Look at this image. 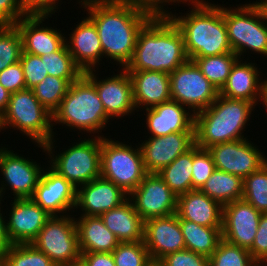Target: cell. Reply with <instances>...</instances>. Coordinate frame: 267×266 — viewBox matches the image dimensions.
<instances>
[{
    "instance_id": "74e56055",
    "label": "cell",
    "mask_w": 267,
    "mask_h": 266,
    "mask_svg": "<svg viewBox=\"0 0 267 266\" xmlns=\"http://www.w3.org/2000/svg\"><path fill=\"white\" fill-rule=\"evenodd\" d=\"M48 75L64 79H78L83 71L74 63L66 43L58 50L42 55Z\"/></svg>"
},
{
    "instance_id": "5b68a950",
    "label": "cell",
    "mask_w": 267,
    "mask_h": 266,
    "mask_svg": "<svg viewBox=\"0 0 267 266\" xmlns=\"http://www.w3.org/2000/svg\"><path fill=\"white\" fill-rule=\"evenodd\" d=\"M110 120L95 85L84 74L71 83L67 94L52 114V125H65L64 128L77 129L78 133L86 132V135L97 133L96 137H104L101 132L107 129Z\"/></svg>"
},
{
    "instance_id": "3957f363",
    "label": "cell",
    "mask_w": 267,
    "mask_h": 266,
    "mask_svg": "<svg viewBox=\"0 0 267 266\" xmlns=\"http://www.w3.org/2000/svg\"><path fill=\"white\" fill-rule=\"evenodd\" d=\"M185 14L172 13L169 17L180 29L189 60L227 54L232 51L223 16V4L206 0H188ZM189 12V13H188Z\"/></svg>"
},
{
    "instance_id": "7c38bea8",
    "label": "cell",
    "mask_w": 267,
    "mask_h": 266,
    "mask_svg": "<svg viewBox=\"0 0 267 266\" xmlns=\"http://www.w3.org/2000/svg\"><path fill=\"white\" fill-rule=\"evenodd\" d=\"M14 152L5 146L0 147V172L3 176L0 199L4 200L5 192L9 190L13 199H31L45 166Z\"/></svg>"
},
{
    "instance_id": "11a10c76",
    "label": "cell",
    "mask_w": 267,
    "mask_h": 266,
    "mask_svg": "<svg viewBox=\"0 0 267 266\" xmlns=\"http://www.w3.org/2000/svg\"><path fill=\"white\" fill-rule=\"evenodd\" d=\"M0 266H5L3 256L0 255Z\"/></svg>"
},
{
    "instance_id": "7dc6e473",
    "label": "cell",
    "mask_w": 267,
    "mask_h": 266,
    "mask_svg": "<svg viewBox=\"0 0 267 266\" xmlns=\"http://www.w3.org/2000/svg\"><path fill=\"white\" fill-rule=\"evenodd\" d=\"M26 15L21 0H0V25H14Z\"/></svg>"
},
{
    "instance_id": "bcb514c9",
    "label": "cell",
    "mask_w": 267,
    "mask_h": 266,
    "mask_svg": "<svg viewBox=\"0 0 267 266\" xmlns=\"http://www.w3.org/2000/svg\"><path fill=\"white\" fill-rule=\"evenodd\" d=\"M0 84L10 93L27 89L20 61L0 72Z\"/></svg>"
},
{
    "instance_id": "ee69618b",
    "label": "cell",
    "mask_w": 267,
    "mask_h": 266,
    "mask_svg": "<svg viewBox=\"0 0 267 266\" xmlns=\"http://www.w3.org/2000/svg\"><path fill=\"white\" fill-rule=\"evenodd\" d=\"M134 8L148 13L151 17H169L172 12L167 5L187 4L188 0H119ZM177 2V3H176ZM182 2V3H181ZM187 2V3H186ZM176 3V4H175ZM167 6V8L165 7Z\"/></svg>"
},
{
    "instance_id": "52a82bcc",
    "label": "cell",
    "mask_w": 267,
    "mask_h": 266,
    "mask_svg": "<svg viewBox=\"0 0 267 266\" xmlns=\"http://www.w3.org/2000/svg\"><path fill=\"white\" fill-rule=\"evenodd\" d=\"M86 137H80L82 140H77L78 142L72 143L71 147L59 151L60 153L55 151V136L47 144L39 147L49 156L47 165L76 188L101 177V137Z\"/></svg>"
},
{
    "instance_id": "f546056e",
    "label": "cell",
    "mask_w": 267,
    "mask_h": 266,
    "mask_svg": "<svg viewBox=\"0 0 267 266\" xmlns=\"http://www.w3.org/2000/svg\"><path fill=\"white\" fill-rule=\"evenodd\" d=\"M179 224L184 236L186 249L195 253L212 256L218 243L222 240V227H207L196 224L178 216Z\"/></svg>"
},
{
    "instance_id": "4dcf8cb0",
    "label": "cell",
    "mask_w": 267,
    "mask_h": 266,
    "mask_svg": "<svg viewBox=\"0 0 267 266\" xmlns=\"http://www.w3.org/2000/svg\"><path fill=\"white\" fill-rule=\"evenodd\" d=\"M200 191L224 206L235 200L242 199L243 179L239 176L215 169Z\"/></svg>"
},
{
    "instance_id": "8d00e7d4",
    "label": "cell",
    "mask_w": 267,
    "mask_h": 266,
    "mask_svg": "<svg viewBox=\"0 0 267 266\" xmlns=\"http://www.w3.org/2000/svg\"><path fill=\"white\" fill-rule=\"evenodd\" d=\"M209 266H260L249 250L221 240L211 257Z\"/></svg>"
},
{
    "instance_id": "f1b7e54d",
    "label": "cell",
    "mask_w": 267,
    "mask_h": 266,
    "mask_svg": "<svg viewBox=\"0 0 267 266\" xmlns=\"http://www.w3.org/2000/svg\"><path fill=\"white\" fill-rule=\"evenodd\" d=\"M81 252H112L119 244L100 216L75 218Z\"/></svg>"
},
{
    "instance_id": "f907efd6",
    "label": "cell",
    "mask_w": 267,
    "mask_h": 266,
    "mask_svg": "<svg viewBox=\"0 0 267 266\" xmlns=\"http://www.w3.org/2000/svg\"><path fill=\"white\" fill-rule=\"evenodd\" d=\"M1 201L3 202L4 200L0 199V204H2ZM1 210L2 209L0 205V255H2L4 251L11 245L6 233L5 220L7 216H4V213Z\"/></svg>"
},
{
    "instance_id": "484cf974",
    "label": "cell",
    "mask_w": 267,
    "mask_h": 266,
    "mask_svg": "<svg viewBox=\"0 0 267 266\" xmlns=\"http://www.w3.org/2000/svg\"><path fill=\"white\" fill-rule=\"evenodd\" d=\"M127 72L132 80L136 111L139 112V109L143 111L171 100L170 76L168 73L151 70Z\"/></svg>"
},
{
    "instance_id": "cb8c5ba5",
    "label": "cell",
    "mask_w": 267,
    "mask_h": 266,
    "mask_svg": "<svg viewBox=\"0 0 267 266\" xmlns=\"http://www.w3.org/2000/svg\"><path fill=\"white\" fill-rule=\"evenodd\" d=\"M243 60L238 58L233 64L230 75L219 94L226 98L245 100L253 102L255 105H261L266 80L261 78L262 72L259 71L256 63Z\"/></svg>"
},
{
    "instance_id": "f5cc1de1",
    "label": "cell",
    "mask_w": 267,
    "mask_h": 266,
    "mask_svg": "<svg viewBox=\"0 0 267 266\" xmlns=\"http://www.w3.org/2000/svg\"><path fill=\"white\" fill-rule=\"evenodd\" d=\"M267 78V77H265ZM262 104L264 105L263 107H265L266 111H267V79H266V85H265V89H264V94H263V101Z\"/></svg>"
},
{
    "instance_id": "7a4b0ae2",
    "label": "cell",
    "mask_w": 267,
    "mask_h": 266,
    "mask_svg": "<svg viewBox=\"0 0 267 266\" xmlns=\"http://www.w3.org/2000/svg\"><path fill=\"white\" fill-rule=\"evenodd\" d=\"M189 60L183 35L170 17H151L138 32L127 71L172 73Z\"/></svg>"
},
{
    "instance_id": "83f0119b",
    "label": "cell",
    "mask_w": 267,
    "mask_h": 266,
    "mask_svg": "<svg viewBox=\"0 0 267 266\" xmlns=\"http://www.w3.org/2000/svg\"><path fill=\"white\" fill-rule=\"evenodd\" d=\"M100 217L119 242L143 241L144 220L129 198L120 206L101 214Z\"/></svg>"
},
{
    "instance_id": "8fae6325",
    "label": "cell",
    "mask_w": 267,
    "mask_h": 266,
    "mask_svg": "<svg viewBox=\"0 0 267 266\" xmlns=\"http://www.w3.org/2000/svg\"><path fill=\"white\" fill-rule=\"evenodd\" d=\"M169 76L171 100L186 106L194 114L208 108L219 94L192 60L177 67Z\"/></svg>"
},
{
    "instance_id": "603a6c76",
    "label": "cell",
    "mask_w": 267,
    "mask_h": 266,
    "mask_svg": "<svg viewBox=\"0 0 267 266\" xmlns=\"http://www.w3.org/2000/svg\"><path fill=\"white\" fill-rule=\"evenodd\" d=\"M144 111L149 137H160L176 132H195V114L174 100L163 102Z\"/></svg>"
},
{
    "instance_id": "6da1fadb",
    "label": "cell",
    "mask_w": 267,
    "mask_h": 266,
    "mask_svg": "<svg viewBox=\"0 0 267 266\" xmlns=\"http://www.w3.org/2000/svg\"><path fill=\"white\" fill-rule=\"evenodd\" d=\"M94 22L103 57L125 68L131 61L138 32L151 16L119 0H77ZM83 6V7H82Z\"/></svg>"
},
{
    "instance_id": "b9f144b4",
    "label": "cell",
    "mask_w": 267,
    "mask_h": 266,
    "mask_svg": "<svg viewBox=\"0 0 267 266\" xmlns=\"http://www.w3.org/2000/svg\"><path fill=\"white\" fill-rule=\"evenodd\" d=\"M20 63L27 89H32L48 75L45 58L30 53H22Z\"/></svg>"
},
{
    "instance_id": "2e32d148",
    "label": "cell",
    "mask_w": 267,
    "mask_h": 266,
    "mask_svg": "<svg viewBox=\"0 0 267 266\" xmlns=\"http://www.w3.org/2000/svg\"><path fill=\"white\" fill-rule=\"evenodd\" d=\"M76 193L75 186L46 166L31 199L51 216H63L74 212Z\"/></svg>"
},
{
    "instance_id": "816d5d0a",
    "label": "cell",
    "mask_w": 267,
    "mask_h": 266,
    "mask_svg": "<svg viewBox=\"0 0 267 266\" xmlns=\"http://www.w3.org/2000/svg\"><path fill=\"white\" fill-rule=\"evenodd\" d=\"M10 94L11 93L0 84V117L7 109Z\"/></svg>"
},
{
    "instance_id": "e0dca14e",
    "label": "cell",
    "mask_w": 267,
    "mask_h": 266,
    "mask_svg": "<svg viewBox=\"0 0 267 266\" xmlns=\"http://www.w3.org/2000/svg\"><path fill=\"white\" fill-rule=\"evenodd\" d=\"M261 214L254 206L243 199L224 205L222 239L249 250L254 243Z\"/></svg>"
},
{
    "instance_id": "7bdbcfd3",
    "label": "cell",
    "mask_w": 267,
    "mask_h": 266,
    "mask_svg": "<svg viewBox=\"0 0 267 266\" xmlns=\"http://www.w3.org/2000/svg\"><path fill=\"white\" fill-rule=\"evenodd\" d=\"M156 264L157 266H209V258L183 249L165 255Z\"/></svg>"
},
{
    "instance_id": "30bf717a",
    "label": "cell",
    "mask_w": 267,
    "mask_h": 266,
    "mask_svg": "<svg viewBox=\"0 0 267 266\" xmlns=\"http://www.w3.org/2000/svg\"><path fill=\"white\" fill-rule=\"evenodd\" d=\"M31 244L56 266H69L81 258L75 217L51 216Z\"/></svg>"
},
{
    "instance_id": "d6a6232c",
    "label": "cell",
    "mask_w": 267,
    "mask_h": 266,
    "mask_svg": "<svg viewBox=\"0 0 267 266\" xmlns=\"http://www.w3.org/2000/svg\"><path fill=\"white\" fill-rule=\"evenodd\" d=\"M237 59L238 56L230 52L217 56L193 58L191 60L196 63L210 83L220 91L226 83L231 68Z\"/></svg>"
},
{
    "instance_id": "44dd1931",
    "label": "cell",
    "mask_w": 267,
    "mask_h": 266,
    "mask_svg": "<svg viewBox=\"0 0 267 266\" xmlns=\"http://www.w3.org/2000/svg\"><path fill=\"white\" fill-rule=\"evenodd\" d=\"M50 17L52 15L27 14L14 24L22 38V53L48 55L58 51L65 44L67 35L61 33L62 30L43 23Z\"/></svg>"
},
{
    "instance_id": "8992f818",
    "label": "cell",
    "mask_w": 267,
    "mask_h": 266,
    "mask_svg": "<svg viewBox=\"0 0 267 266\" xmlns=\"http://www.w3.org/2000/svg\"><path fill=\"white\" fill-rule=\"evenodd\" d=\"M223 16L233 53L244 59L253 52L267 58V5L263 0L224 7Z\"/></svg>"
},
{
    "instance_id": "ffe728a7",
    "label": "cell",
    "mask_w": 267,
    "mask_h": 266,
    "mask_svg": "<svg viewBox=\"0 0 267 266\" xmlns=\"http://www.w3.org/2000/svg\"><path fill=\"white\" fill-rule=\"evenodd\" d=\"M143 242L155 264L169 253L186 249L178 215L174 213L144 221Z\"/></svg>"
},
{
    "instance_id": "db71d44e",
    "label": "cell",
    "mask_w": 267,
    "mask_h": 266,
    "mask_svg": "<svg viewBox=\"0 0 267 266\" xmlns=\"http://www.w3.org/2000/svg\"><path fill=\"white\" fill-rule=\"evenodd\" d=\"M69 266H86L85 263L80 259L77 262H73L72 264H70Z\"/></svg>"
},
{
    "instance_id": "1f68e13d",
    "label": "cell",
    "mask_w": 267,
    "mask_h": 266,
    "mask_svg": "<svg viewBox=\"0 0 267 266\" xmlns=\"http://www.w3.org/2000/svg\"><path fill=\"white\" fill-rule=\"evenodd\" d=\"M192 164L193 147L158 172L177 197L192 191Z\"/></svg>"
},
{
    "instance_id": "ab89813d",
    "label": "cell",
    "mask_w": 267,
    "mask_h": 266,
    "mask_svg": "<svg viewBox=\"0 0 267 266\" xmlns=\"http://www.w3.org/2000/svg\"><path fill=\"white\" fill-rule=\"evenodd\" d=\"M116 266H151L153 261L144 242H119L112 251Z\"/></svg>"
},
{
    "instance_id": "d590c367",
    "label": "cell",
    "mask_w": 267,
    "mask_h": 266,
    "mask_svg": "<svg viewBox=\"0 0 267 266\" xmlns=\"http://www.w3.org/2000/svg\"><path fill=\"white\" fill-rule=\"evenodd\" d=\"M5 266H56L44 253L30 244H12L2 254Z\"/></svg>"
},
{
    "instance_id": "c3c4849f",
    "label": "cell",
    "mask_w": 267,
    "mask_h": 266,
    "mask_svg": "<svg viewBox=\"0 0 267 266\" xmlns=\"http://www.w3.org/2000/svg\"><path fill=\"white\" fill-rule=\"evenodd\" d=\"M27 14L53 15L57 12L62 0H21ZM57 3V4H56Z\"/></svg>"
},
{
    "instance_id": "d4e9b609",
    "label": "cell",
    "mask_w": 267,
    "mask_h": 266,
    "mask_svg": "<svg viewBox=\"0 0 267 266\" xmlns=\"http://www.w3.org/2000/svg\"><path fill=\"white\" fill-rule=\"evenodd\" d=\"M74 28L71 34L68 35L69 37L65 39L74 63L83 72L95 70L96 68L98 70L99 62H102L104 57L94 22L88 16H85L76 24V27L74 25Z\"/></svg>"
},
{
    "instance_id": "ba28073f",
    "label": "cell",
    "mask_w": 267,
    "mask_h": 266,
    "mask_svg": "<svg viewBox=\"0 0 267 266\" xmlns=\"http://www.w3.org/2000/svg\"><path fill=\"white\" fill-rule=\"evenodd\" d=\"M52 113L35 97L32 89L10 94L6 111L0 117V132L8 128L19 130L36 146H44L53 139Z\"/></svg>"
},
{
    "instance_id": "e575fe53",
    "label": "cell",
    "mask_w": 267,
    "mask_h": 266,
    "mask_svg": "<svg viewBox=\"0 0 267 266\" xmlns=\"http://www.w3.org/2000/svg\"><path fill=\"white\" fill-rule=\"evenodd\" d=\"M243 200L267 213V162L243 179Z\"/></svg>"
},
{
    "instance_id": "9c48e42d",
    "label": "cell",
    "mask_w": 267,
    "mask_h": 266,
    "mask_svg": "<svg viewBox=\"0 0 267 266\" xmlns=\"http://www.w3.org/2000/svg\"><path fill=\"white\" fill-rule=\"evenodd\" d=\"M106 137H101V177L130 194L148 174L139 142L134 147L131 142L126 144Z\"/></svg>"
},
{
    "instance_id": "7402d4cb",
    "label": "cell",
    "mask_w": 267,
    "mask_h": 266,
    "mask_svg": "<svg viewBox=\"0 0 267 266\" xmlns=\"http://www.w3.org/2000/svg\"><path fill=\"white\" fill-rule=\"evenodd\" d=\"M128 198L129 194L122 188L99 177L77 188L75 209L76 212L77 209L82 211L80 215L100 216L120 206Z\"/></svg>"
},
{
    "instance_id": "f35d334b",
    "label": "cell",
    "mask_w": 267,
    "mask_h": 266,
    "mask_svg": "<svg viewBox=\"0 0 267 266\" xmlns=\"http://www.w3.org/2000/svg\"><path fill=\"white\" fill-rule=\"evenodd\" d=\"M22 38L15 25H0V72L20 61Z\"/></svg>"
},
{
    "instance_id": "60d3db41",
    "label": "cell",
    "mask_w": 267,
    "mask_h": 266,
    "mask_svg": "<svg viewBox=\"0 0 267 266\" xmlns=\"http://www.w3.org/2000/svg\"><path fill=\"white\" fill-rule=\"evenodd\" d=\"M216 167L208 149L193 146L192 190H200Z\"/></svg>"
},
{
    "instance_id": "277c9868",
    "label": "cell",
    "mask_w": 267,
    "mask_h": 266,
    "mask_svg": "<svg viewBox=\"0 0 267 266\" xmlns=\"http://www.w3.org/2000/svg\"><path fill=\"white\" fill-rule=\"evenodd\" d=\"M255 106L253 102L218 94L208 108L195 113V144L208 149L216 144L247 138L243 133Z\"/></svg>"
},
{
    "instance_id": "9a60e30c",
    "label": "cell",
    "mask_w": 267,
    "mask_h": 266,
    "mask_svg": "<svg viewBox=\"0 0 267 266\" xmlns=\"http://www.w3.org/2000/svg\"><path fill=\"white\" fill-rule=\"evenodd\" d=\"M129 199L144 221L177 212V196L158 173H148Z\"/></svg>"
},
{
    "instance_id": "681fc988",
    "label": "cell",
    "mask_w": 267,
    "mask_h": 266,
    "mask_svg": "<svg viewBox=\"0 0 267 266\" xmlns=\"http://www.w3.org/2000/svg\"><path fill=\"white\" fill-rule=\"evenodd\" d=\"M80 259L86 266H116L112 252H81Z\"/></svg>"
},
{
    "instance_id": "f6af8a7d",
    "label": "cell",
    "mask_w": 267,
    "mask_h": 266,
    "mask_svg": "<svg viewBox=\"0 0 267 266\" xmlns=\"http://www.w3.org/2000/svg\"><path fill=\"white\" fill-rule=\"evenodd\" d=\"M249 252L260 266H267V213L261 214L255 240Z\"/></svg>"
},
{
    "instance_id": "4fadbf2b",
    "label": "cell",
    "mask_w": 267,
    "mask_h": 266,
    "mask_svg": "<svg viewBox=\"0 0 267 266\" xmlns=\"http://www.w3.org/2000/svg\"><path fill=\"white\" fill-rule=\"evenodd\" d=\"M97 70H89L83 74L95 85L97 94L101 99L106 114L113 120L124 118L136 112L133 99V85L129 73L121 68L111 77L99 80ZM118 117V118H117Z\"/></svg>"
},
{
    "instance_id": "ac0fdd59",
    "label": "cell",
    "mask_w": 267,
    "mask_h": 266,
    "mask_svg": "<svg viewBox=\"0 0 267 266\" xmlns=\"http://www.w3.org/2000/svg\"><path fill=\"white\" fill-rule=\"evenodd\" d=\"M11 203L5 220L7 237L11 245L30 244L51 215L32 199H12Z\"/></svg>"
},
{
    "instance_id": "4316f807",
    "label": "cell",
    "mask_w": 267,
    "mask_h": 266,
    "mask_svg": "<svg viewBox=\"0 0 267 266\" xmlns=\"http://www.w3.org/2000/svg\"><path fill=\"white\" fill-rule=\"evenodd\" d=\"M176 214L199 225L222 227L223 206L200 190L178 196Z\"/></svg>"
},
{
    "instance_id": "5bb4252c",
    "label": "cell",
    "mask_w": 267,
    "mask_h": 266,
    "mask_svg": "<svg viewBox=\"0 0 267 266\" xmlns=\"http://www.w3.org/2000/svg\"><path fill=\"white\" fill-rule=\"evenodd\" d=\"M258 147L245 138L213 145L208 151L217 170L244 179L267 162V156Z\"/></svg>"
},
{
    "instance_id": "836d02e7",
    "label": "cell",
    "mask_w": 267,
    "mask_h": 266,
    "mask_svg": "<svg viewBox=\"0 0 267 266\" xmlns=\"http://www.w3.org/2000/svg\"><path fill=\"white\" fill-rule=\"evenodd\" d=\"M76 80L47 75L32 90L38 101L53 114L67 94L71 83Z\"/></svg>"
},
{
    "instance_id": "d6986e66",
    "label": "cell",
    "mask_w": 267,
    "mask_h": 266,
    "mask_svg": "<svg viewBox=\"0 0 267 266\" xmlns=\"http://www.w3.org/2000/svg\"><path fill=\"white\" fill-rule=\"evenodd\" d=\"M194 145L195 132H176L160 137H148L139 143L148 173L160 172Z\"/></svg>"
}]
</instances>
